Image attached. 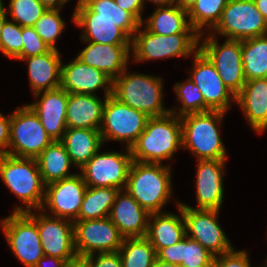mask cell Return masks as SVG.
I'll use <instances>...</instances> for the list:
<instances>
[{
	"label": "cell",
	"mask_w": 267,
	"mask_h": 267,
	"mask_svg": "<svg viewBox=\"0 0 267 267\" xmlns=\"http://www.w3.org/2000/svg\"><path fill=\"white\" fill-rule=\"evenodd\" d=\"M148 116L116 99L112 94L106 99L100 133L106 140L126 142L127 148L137 141L145 130Z\"/></svg>",
	"instance_id": "8"
},
{
	"label": "cell",
	"mask_w": 267,
	"mask_h": 267,
	"mask_svg": "<svg viewBox=\"0 0 267 267\" xmlns=\"http://www.w3.org/2000/svg\"><path fill=\"white\" fill-rule=\"evenodd\" d=\"M177 208L180 216L169 212L150 214L145 237L156 253L164 247L178 243L186 236V225L182 209L179 206Z\"/></svg>",
	"instance_id": "26"
},
{
	"label": "cell",
	"mask_w": 267,
	"mask_h": 267,
	"mask_svg": "<svg viewBox=\"0 0 267 267\" xmlns=\"http://www.w3.org/2000/svg\"><path fill=\"white\" fill-rule=\"evenodd\" d=\"M96 154L80 169L89 187H114L124 190L133 158L130 148L125 153L104 152Z\"/></svg>",
	"instance_id": "13"
},
{
	"label": "cell",
	"mask_w": 267,
	"mask_h": 267,
	"mask_svg": "<svg viewBox=\"0 0 267 267\" xmlns=\"http://www.w3.org/2000/svg\"><path fill=\"white\" fill-rule=\"evenodd\" d=\"M182 209L186 225V235L206 248L213 256L233 250V245L219 225V210L196 209L182 202H177ZM190 233V236H189Z\"/></svg>",
	"instance_id": "12"
},
{
	"label": "cell",
	"mask_w": 267,
	"mask_h": 267,
	"mask_svg": "<svg viewBox=\"0 0 267 267\" xmlns=\"http://www.w3.org/2000/svg\"><path fill=\"white\" fill-rule=\"evenodd\" d=\"M74 238L77 255L119 251L124 237L109 217L74 221Z\"/></svg>",
	"instance_id": "14"
},
{
	"label": "cell",
	"mask_w": 267,
	"mask_h": 267,
	"mask_svg": "<svg viewBox=\"0 0 267 267\" xmlns=\"http://www.w3.org/2000/svg\"><path fill=\"white\" fill-rule=\"evenodd\" d=\"M197 0H177V5L180 8L188 11L193 5L196 3Z\"/></svg>",
	"instance_id": "51"
},
{
	"label": "cell",
	"mask_w": 267,
	"mask_h": 267,
	"mask_svg": "<svg viewBox=\"0 0 267 267\" xmlns=\"http://www.w3.org/2000/svg\"><path fill=\"white\" fill-rule=\"evenodd\" d=\"M0 223L14 255L26 267H35L45 255L36 222L27 213L12 212Z\"/></svg>",
	"instance_id": "11"
},
{
	"label": "cell",
	"mask_w": 267,
	"mask_h": 267,
	"mask_svg": "<svg viewBox=\"0 0 267 267\" xmlns=\"http://www.w3.org/2000/svg\"><path fill=\"white\" fill-rule=\"evenodd\" d=\"M206 36L201 40L203 42L199 43V49L214 64L224 84L237 96L246 83L242 62V40L226 39L219 45L213 34Z\"/></svg>",
	"instance_id": "10"
},
{
	"label": "cell",
	"mask_w": 267,
	"mask_h": 267,
	"mask_svg": "<svg viewBox=\"0 0 267 267\" xmlns=\"http://www.w3.org/2000/svg\"><path fill=\"white\" fill-rule=\"evenodd\" d=\"M145 2V0H143ZM147 1V0H146ZM156 5V7H165L177 5V0H148Z\"/></svg>",
	"instance_id": "50"
},
{
	"label": "cell",
	"mask_w": 267,
	"mask_h": 267,
	"mask_svg": "<svg viewBox=\"0 0 267 267\" xmlns=\"http://www.w3.org/2000/svg\"><path fill=\"white\" fill-rule=\"evenodd\" d=\"M51 49L56 48V40L65 29V22L60 16V9L47 10L33 26Z\"/></svg>",
	"instance_id": "39"
},
{
	"label": "cell",
	"mask_w": 267,
	"mask_h": 267,
	"mask_svg": "<svg viewBox=\"0 0 267 267\" xmlns=\"http://www.w3.org/2000/svg\"><path fill=\"white\" fill-rule=\"evenodd\" d=\"M39 212L37 214L31 210L27 214L37 224L44 254L58 257L64 261L77 257L73 221L49 216L42 210Z\"/></svg>",
	"instance_id": "15"
},
{
	"label": "cell",
	"mask_w": 267,
	"mask_h": 267,
	"mask_svg": "<svg viewBox=\"0 0 267 267\" xmlns=\"http://www.w3.org/2000/svg\"><path fill=\"white\" fill-rule=\"evenodd\" d=\"M113 80L104 72L82 63L76 57L67 64L61 63L60 88L68 93L92 94L104 88V95L112 94Z\"/></svg>",
	"instance_id": "18"
},
{
	"label": "cell",
	"mask_w": 267,
	"mask_h": 267,
	"mask_svg": "<svg viewBox=\"0 0 267 267\" xmlns=\"http://www.w3.org/2000/svg\"><path fill=\"white\" fill-rule=\"evenodd\" d=\"M34 97L39 98V100L28 106L38 116L42 126L52 140L60 141L67 128L66 107L68 92L62 88H57L39 92L34 94Z\"/></svg>",
	"instance_id": "19"
},
{
	"label": "cell",
	"mask_w": 267,
	"mask_h": 267,
	"mask_svg": "<svg viewBox=\"0 0 267 267\" xmlns=\"http://www.w3.org/2000/svg\"><path fill=\"white\" fill-rule=\"evenodd\" d=\"M0 178L25 205L16 206L13 213L39 211L45 197L43 183L35 158H19L0 154ZM35 209V210H34Z\"/></svg>",
	"instance_id": "3"
},
{
	"label": "cell",
	"mask_w": 267,
	"mask_h": 267,
	"mask_svg": "<svg viewBox=\"0 0 267 267\" xmlns=\"http://www.w3.org/2000/svg\"><path fill=\"white\" fill-rule=\"evenodd\" d=\"M47 11L39 0H10L6 13L21 27H33Z\"/></svg>",
	"instance_id": "38"
},
{
	"label": "cell",
	"mask_w": 267,
	"mask_h": 267,
	"mask_svg": "<svg viewBox=\"0 0 267 267\" xmlns=\"http://www.w3.org/2000/svg\"><path fill=\"white\" fill-rule=\"evenodd\" d=\"M87 185L82 175L49 183L45 186L44 202L40 210L49 209L51 216L78 221Z\"/></svg>",
	"instance_id": "17"
},
{
	"label": "cell",
	"mask_w": 267,
	"mask_h": 267,
	"mask_svg": "<svg viewBox=\"0 0 267 267\" xmlns=\"http://www.w3.org/2000/svg\"><path fill=\"white\" fill-rule=\"evenodd\" d=\"M182 148V123L180 117L169 112L149 117L145 130L131 146L133 161L161 163L171 160L175 151Z\"/></svg>",
	"instance_id": "1"
},
{
	"label": "cell",
	"mask_w": 267,
	"mask_h": 267,
	"mask_svg": "<svg viewBox=\"0 0 267 267\" xmlns=\"http://www.w3.org/2000/svg\"><path fill=\"white\" fill-rule=\"evenodd\" d=\"M10 141V115L4 116L0 113V154L8 153Z\"/></svg>",
	"instance_id": "45"
},
{
	"label": "cell",
	"mask_w": 267,
	"mask_h": 267,
	"mask_svg": "<svg viewBox=\"0 0 267 267\" xmlns=\"http://www.w3.org/2000/svg\"><path fill=\"white\" fill-rule=\"evenodd\" d=\"M118 188L114 187H89L85 191L78 221L94 220L109 217Z\"/></svg>",
	"instance_id": "34"
},
{
	"label": "cell",
	"mask_w": 267,
	"mask_h": 267,
	"mask_svg": "<svg viewBox=\"0 0 267 267\" xmlns=\"http://www.w3.org/2000/svg\"><path fill=\"white\" fill-rule=\"evenodd\" d=\"M53 142L34 111L24 105L10 115V141L8 155L36 158Z\"/></svg>",
	"instance_id": "7"
},
{
	"label": "cell",
	"mask_w": 267,
	"mask_h": 267,
	"mask_svg": "<svg viewBox=\"0 0 267 267\" xmlns=\"http://www.w3.org/2000/svg\"><path fill=\"white\" fill-rule=\"evenodd\" d=\"M74 18H107L132 39L141 23L129 12L120 8L114 0H85L76 5Z\"/></svg>",
	"instance_id": "27"
},
{
	"label": "cell",
	"mask_w": 267,
	"mask_h": 267,
	"mask_svg": "<svg viewBox=\"0 0 267 267\" xmlns=\"http://www.w3.org/2000/svg\"><path fill=\"white\" fill-rule=\"evenodd\" d=\"M162 82L161 77L127 73L126 68L113 80L112 95L148 117L163 116L168 114L170 109L167 110L163 106Z\"/></svg>",
	"instance_id": "5"
},
{
	"label": "cell",
	"mask_w": 267,
	"mask_h": 267,
	"mask_svg": "<svg viewBox=\"0 0 267 267\" xmlns=\"http://www.w3.org/2000/svg\"><path fill=\"white\" fill-rule=\"evenodd\" d=\"M153 267H179L178 265L167 263L156 258Z\"/></svg>",
	"instance_id": "53"
},
{
	"label": "cell",
	"mask_w": 267,
	"mask_h": 267,
	"mask_svg": "<svg viewBox=\"0 0 267 267\" xmlns=\"http://www.w3.org/2000/svg\"><path fill=\"white\" fill-rule=\"evenodd\" d=\"M156 254L158 260L179 267H213L214 256L187 235L178 243L160 249Z\"/></svg>",
	"instance_id": "28"
},
{
	"label": "cell",
	"mask_w": 267,
	"mask_h": 267,
	"mask_svg": "<svg viewBox=\"0 0 267 267\" xmlns=\"http://www.w3.org/2000/svg\"><path fill=\"white\" fill-rule=\"evenodd\" d=\"M170 166L133 161L125 187L134 200L151 213H161L172 195Z\"/></svg>",
	"instance_id": "2"
},
{
	"label": "cell",
	"mask_w": 267,
	"mask_h": 267,
	"mask_svg": "<svg viewBox=\"0 0 267 267\" xmlns=\"http://www.w3.org/2000/svg\"><path fill=\"white\" fill-rule=\"evenodd\" d=\"M104 101L92 94L68 93L66 107L67 128L100 130L103 116Z\"/></svg>",
	"instance_id": "24"
},
{
	"label": "cell",
	"mask_w": 267,
	"mask_h": 267,
	"mask_svg": "<svg viewBox=\"0 0 267 267\" xmlns=\"http://www.w3.org/2000/svg\"><path fill=\"white\" fill-rule=\"evenodd\" d=\"M212 31L226 39L244 40L267 35V21L253 0H229Z\"/></svg>",
	"instance_id": "9"
},
{
	"label": "cell",
	"mask_w": 267,
	"mask_h": 267,
	"mask_svg": "<svg viewBox=\"0 0 267 267\" xmlns=\"http://www.w3.org/2000/svg\"><path fill=\"white\" fill-rule=\"evenodd\" d=\"M226 160H197L196 209H221L224 197L223 173Z\"/></svg>",
	"instance_id": "20"
},
{
	"label": "cell",
	"mask_w": 267,
	"mask_h": 267,
	"mask_svg": "<svg viewBox=\"0 0 267 267\" xmlns=\"http://www.w3.org/2000/svg\"><path fill=\"white\" fill-rule=\"evenodd\" d=\"M150 213L125 190H119L109 215L124 238L145 237Z\"/></svg>",
	"instance_id": "22"
},
{
	"label": "cell",
	"mask_w": 267,
	"mask_h": 267,
	"mask_svg": "<svg viewBox=\"0 0 267 267\" xmlns=\"http://www.w3.org/2000/svg\"><path fill=\"white\" fill-rule=\"evenodd\" d=\"M49 262L52 263L53 267H62L63 263L65 262L63 259L58 257L46 256L44 255L35 265V267H45V265Z\"/></svg>",
	"instance_id": "46"
},
{
	"label": "cell",
	"mask_w": 267,
	"mask_h": 267,
	"mask_svg": "<svg viewBox=\"0 0 267 267\" xmlns=\"http://www.w3.org/2000/svg\"><path fill=\"white\" fill-rule=\"evenodd\" d=\"M74 24L83 28L81 41L99 44H131V39L115 24L113 19L107 18H74Z\"/></svg>",
	"instance_id": "32"
},
{
	"label": "cell",
	"mask_w": 267,
	"mask_h": 267,
	"mask_svg": "<svg viewBox=\"0 0 267 267\" xmlns=\"http://www.w3.org/2000/svg\"><path fill=\"white\" fill-rule=\"evenodd\" d=\"M242 62L246 81L267 78V35L242 40Z\"/></svg>",
	"instance_id": "33"
},
{
	"label": "cell",
	"mask_w": 267,
	"mask_h": 267,
	"mask_svg": "<svg viewBox=\"0 0 267 267\" xmlns=\"http://www.w3.org/2000/svg\"><path fill=\"white\" fill-rule=\"evenodd\" d=\"M18 60L28 62L29 84L33 94L60 88L62 60L58 49Z\"/></svg>",
	"instance_id": "25"
},
{
	"label": "cell",
	"mask_w": 267,
	"mask_h": 267,
	"mask_svg": "<svg viewBox=\"0 0 267 267\" xmlns=\"http://www.w3.org/2000/svg\"><path fill=\"white\" fill-rule=\"evenodd\" d=\"M68 1H70V0H68ZM84 2H85V0H78V1H77V5L82 4V3H84Z\"/></svg>",
	"instance_id": "54"
},
{
	"label": "cell",
	"mask_w": 267,
	"mask_h": 267,
	"mask_svg": "<svg viewBox=\"0 0 267 267\" xmlns=\"http://www.w3.org/2000/svg\"><path fill=\"white\" fill-rule=\"evenodd\" d=\"M225 114L209 110L180 117L182 148L189 149L197 160H226V149L219 133Z\"/></svg>",
	"instance_id": "4"
},
{
	"label": "cell",
	"mask_w": 267,
	"mask_h": 267,
	"mask_svg": "<svg viewBox=\"0 0 267 267\" xmlns=\"http://www.w3.org/2000/svg\"><path fill=\"white\" fill-rule=\"evenodd\" d=\"M229 0H197L188 10V20L190 25L200 34L203 27L212 30L219 22L222 11Z\"/></svg>",
	"instance_id": "36"
},
{
	"label": "cell",
	"mask_w": 267,
	"mask_h": 267,
	"mask_svg": "<svg viewBox=\"0 0 267 267\" xmlns=\"http://www.w3.org/2000/svg\"><path fill=\"white\" fill-rule=\"evenodd\" d=\"M22 27L16 22L6 20L0 35V51L14 59L22 58Z\"/></svg>",
	"instance_id": "40"
},
{
	"label": "cell",
	"mask_w": 267,
	"mask_h": 267,
	"mask_svg": "<svg viewBox=\"0 0 267 267\" xmlns=\"http://www.w3.org/2000/svg\"><path fill=\"white\" fill-rule=\"evenodd\" d=\"M118 252L122 267H153L157 258L146 237L124 238Z\"/></svg>",
	"instance_id": "35"
},
{
	"label": "cell",
	"mask_w": 267,
	"mask_h": 267,
	"mask_svg": "<svg viewBox=\"0 0 267 267\" xmlns=\"http://www.w3.org/2000/svg\"><path fill=\"white\" fill-rule=\"evenodd\" d=\"M258 11L267 21V0H253Z\"/></svg>",
	"instance_id": "49"
},
{
	"label": "cell",
	"mask_w": 267,
	"mask_h": 267,
	"mask_svg": "<svg viewBox=\"0 0 267 267\" xmlns=\"http://www.w3.org/2000/svg\"><path fill=\"white\" fill-rule=\"evenodd\" d=\"M137 29L131 39V50L134 61L144 62L154 59L172 57H189L199 50L201 36L199 33H178L159 35L150 32L146 27ZM192 54V55H191Z\"/></svg>",
	"instance_id": "6"
},
{
	"label": "cell",
	"mask_w": 267,
	"mask_h": 267,
	"mask_svg": "<svg viewBox=\"0 0 267 267\" xmlns=\"http://www.w3.org/2000/svg\"><path fill=\"white\" fill-rule=\"evenodd\" d=\"M7 13H6V8L4 7V5H0V35H1V31L3 29L4 23L7 20Z\"/></svg>",
	"instance_id": "52"
},
{
	"label": "cell",
	"mask_w": 267,
	"mask_h": 267,
	"mask_svg": "<svg viewBox=\"0 0 267 267\" xmlns=\"http://www.w3.org/2000/svg\"><path fill=\"white\" fill-rule=\"evenodd\" d=\"M62 267H86L84 257L77 256L71 260L65 261Z\"/></svg>",
	"instance_id": "48"
},
{
	"label": "cell",
	"mask_w": 267,
	"mask_h": 267,
	"mask_svg": "<svg viewBox=\"0 0 267 267\" xmlns=\"http://www.w3.org/2000/svg\"><path fill=\"white\" fill-rule=\"evenodd\" d=\"M22 58L38 56L51 50L34 27H22Z\"/></svg>",
	"instance_id": "41"
},
{
	"label": "cell",
	"mask_w": 267,
	"mask_h": 267,
	"mask_svg": "<svg viewBox=\"0 0 267 267\" xmlns=\"http://www.w3.org/2000/svg\"><path fill=\"white\" fill-rule=\"evenodd\" d=\"M42 5L47 9H60L68 2V0H39Z\"/></svg>",
	"instance_id": "47"
},
{
	"label": "cell",
	"mask_w": 267,
	"mask_h": 267,
	"mask_svg": "<svg viewBox=\"0 0 267 267\" xmlns=\"http://www.w3.org/2000/svg\"><path fill=\"white\" fill-rule=\"evenodd\" d=\"M236 103L255 132L267 129V78L246 81Z\"/></svg>",
	"instance_id": "23"
},
{
	"label": "cell",
	"mask_w": 267,
	"mask_h": 267,
	"mask_svg": "<svg viewBox=\"0 0 267 267\" xmlns=\"http://www.w3.org/2000/svg\"><path fill=\"white\" fill-rule=\"evenodd\" d=\"M88 45L76 57L82 63L104 72L112 80L126 68L130 59L131 44H99L87 42Z\"/></svg>",
	"instance_id": "21"
},
{
	"label": "cell",
	"mask_w": 267,
	"mask_h": 267,
	"mask_svg": "<svg viewBox=\"0 0 267 267\" xmlns=\"http://www.w3.org/2000/svg\"><path fill=\"white\" fill-rule=\"evenodd\" d=\"M193 60L190 78L202 93L205 112L209 110L227 112L231 107V100L236 102V96L224 84L214 64L200 49L194 54Z\"/></svg>",
	"instance_id": "16"
},
{
	"label": "cell",
	"mask_w": 267,
	"mask_h": 267,
	"mask_svg": "<svg viewBox=\"0 0 267 267\" xmlns=\"http://www.w3.org/2000/svg\"><path fill=\"white\" fill-rule=\"evenodd\" d=\"M60 142L64 145L72 163L81 169L103 144L100 130L66 128Z\"/></svg>",
	"instance_id": "29"
},
{
	"label": "cell",
	"mask_w": 267,
	"mask_h": 267,
	"mask_svg": "<svg viewBox=\"0 0 267 267\" xmlns=\"http://www.w3.org/2000/svg\"><path fill=\"white\" fill-rule=\"evenodd\" d=\"M213 267H251L246 251H235L214 256Z\"/></svg>",
	"instance_id": "42"
},
{
	"label": "cell",
	"mask_w": 267,
	"mask_h": 267,
	"mask_svg": "<svg viewBox=\"0 0 267 267\" xmlns=\"http://www.w3.org/2000/svg\"><path fill=\"white\" fill-rule=\"evenodd\" d=\"M188 11L178 5L157 7L145 20L146 28L159 35L198 33L189 23Z\"/></svg>",
	"instance_id": "31"
},
{
	"label": "cell",
	"mask_w": 267,
	"mask_h": 267,
	"mask_svg": "<svg viewBox=\"0 0 267 267\" xmlns=\"http://www.w3.org/2000/svg\"><path fill=\"white\" fill-rule=\"evenodd\" d=\"M174 90L177 101L181 102L182 107L176 110L171 108V113L182 117L188 114L205 112V102L202 93L190 77L183 83L177 82L174 86Z\"/></svg>",
	"instance_id": "37"
},
{
	"label": "cell",
	"mask_w": 267,
	"mask_h": 267,
	"mask_svg": "<svg viewBox=\"0 0 267 267\" xmlns=\"http://www.w3.org/2000/svg\"><path fill=\"white\" fill-rule=\"evenodd\" d=\"M88 255L84 257L86 267H122L120 253L106 252Z\"/></svg>",
	"instance_id": "43"
},
{
	"label": "cell",
	"mask_w": 267,
	"mask_h": 267,
	"mask_svg": "<svg viewBox=\"0 0 267 267\" xmlns=\"http://www.w3.org/2000/svg\"><path fill=\"white\" fill-rule=\"evenodd\" d=\"M116 4L123 10L131 13L141 24L144 23L142 19V11L144 9L143 0H114Z\"/></svg>",
	"instance_id": "44"
},
{
	"label": "cell",
	"mask_w": 267,
	"mask_h": 267,
	"mask_svg": "<svg viewBox=\"0 0 267 267\" xmlns=\"http://www.w3.org/2000/svg\"><path fill=\"white\" fill-rule=\"evenodd\" d=\"M35 159L45 185L75 175L69 172L74 164L60 141H53Z\"/></svg>",
	"instance_id": "30"
}]
</instances>
